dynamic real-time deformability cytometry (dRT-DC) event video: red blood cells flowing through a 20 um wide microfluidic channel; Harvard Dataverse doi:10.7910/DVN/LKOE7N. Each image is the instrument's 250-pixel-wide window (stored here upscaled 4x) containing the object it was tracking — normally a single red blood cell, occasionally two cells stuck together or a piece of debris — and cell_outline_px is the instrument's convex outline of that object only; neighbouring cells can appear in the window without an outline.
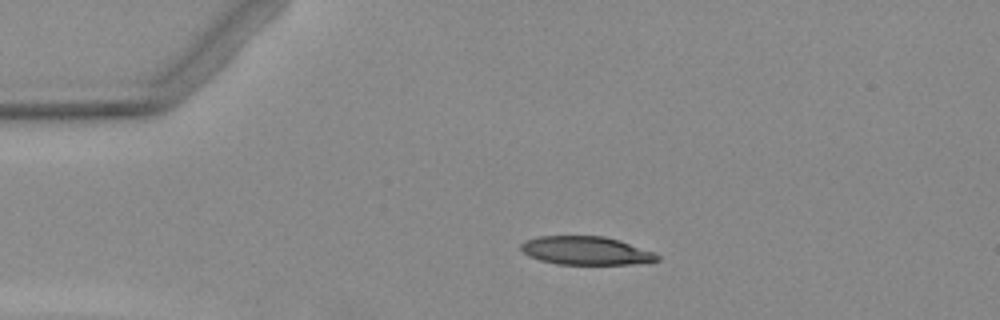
{"species": "Egyptian fruit bat (a non-hibernating species)", "species_latin": "Rousettus aegyptiacus", "temperature_condition": "warm", "stored_images_in_passage": 2, "camera_frame_rate_fps": 3000, "um_per_image_px": 0.085, "animal": {"sex": "female"}, "frame": {"image": 1, "passage_image": 2, "time_ms": 1.333, "image_size_px": [1000, 320], "cell_outline_px": [[660, 260], [632, 264], [556, 264], [540, 260], [528, 256], [520, 248], [520, 244], [524, 240], [540, 236], [604, 236], [620, 240], [656, 252], [660, 256]], "centroid_in_image_um": [49.82, 21.3], "position_along_channel_um": 35.2, "area_um2": 22.72}}